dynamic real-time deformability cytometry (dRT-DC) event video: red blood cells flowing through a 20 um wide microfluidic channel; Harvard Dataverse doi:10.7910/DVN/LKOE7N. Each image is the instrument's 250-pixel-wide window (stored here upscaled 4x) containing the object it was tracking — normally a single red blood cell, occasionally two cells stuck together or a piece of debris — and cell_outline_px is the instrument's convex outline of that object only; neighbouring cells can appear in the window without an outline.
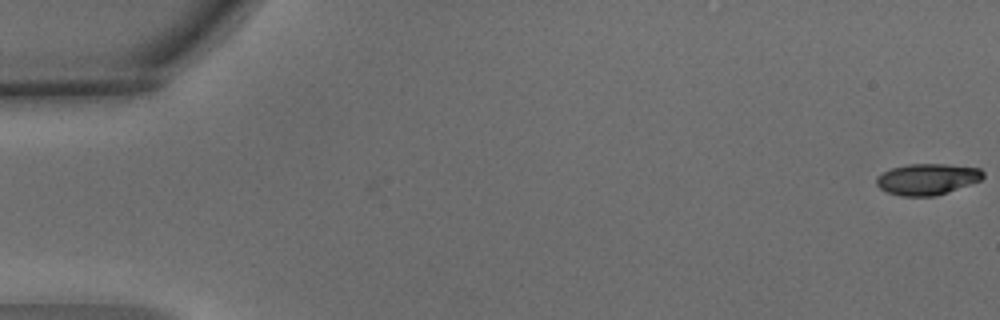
{"species": "common noctule bat (a hibernating species)", "species_latin": "Nyctalus noctula", "temperature_condition": "warm", "stored_images_in_passage": 2, "camera_frame_rate_fps": 3000, "um_per_image_px": 0.085, "animal": {"sex": "male", "body_mass_g": 15.6}, "frame": {"image": 1, "passage_image": 2, "time_ms": 0.333, "image_size_px": [1000, 320], "cell_outline_px": [[984, 176], [980, 180], [936, 196], [900, 196], [888, 192], [880, 188], [876, 184], [876, 176], [892, 168], [908, 164], [948, 164], [980, 168], [984, 172]], "centroid_in_image_um": [78.81, 15.22], "position_along_channel_um": 6.2, "area_um2": 19.31}}